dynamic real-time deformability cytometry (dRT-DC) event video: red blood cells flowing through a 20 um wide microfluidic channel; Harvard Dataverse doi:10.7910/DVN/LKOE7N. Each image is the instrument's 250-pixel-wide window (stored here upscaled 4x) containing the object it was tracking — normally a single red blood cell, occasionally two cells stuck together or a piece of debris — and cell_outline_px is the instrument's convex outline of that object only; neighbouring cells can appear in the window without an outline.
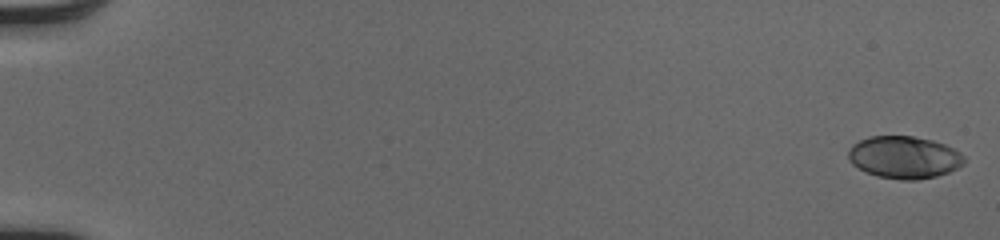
{"species": "human", "species_latin": "Homo sapiens", "temperature_condition": "cold", "stored_images_in_passage": 52, "camera_frame_rate_fps": 3000, "um_per_image_px": 0.085, "donor": {"sex": "male"}, "frame": {"image": 1, "passage_image": 1, "time_ms": 0.0, "image_size_px": [1000, 240], "cell_outline_px": [[964, 164], [948, 172], [936, 176], [916, 180], [900, 180], [876, 176], [852, 164], [848, 156], [848, 152], [852, 144], [868, 136], [912, 136], [932, 140], [944, 144], [960, 152], [964, 156]], "centroid_in_image_um": [76.85, 13.37], "position_along_channel_um": 8.2, "area_um2": 28.5}}
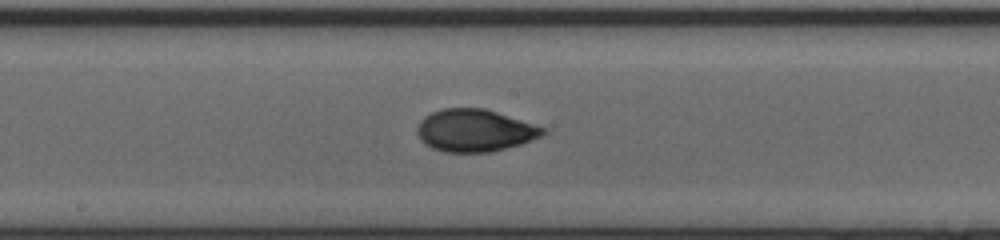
{"frame": {"image": 2, "passage_image": 30, "time_ms": 9.667, "image_size_px": [1000, 240], "cell_outline_px": [[548, 132], [540, 136], [520, 144], [492, 152], [444, 152], [432, 148], [424, 144], [420, 140], [416, 132], [416, 128], [420, 120], [424, 116], [440, 108], [484, 108], [548, 128]], "centroid_in_image_um": [40.33, 11.09], "position_along_channel_um": 207.9, "area_um2": 31.27}}
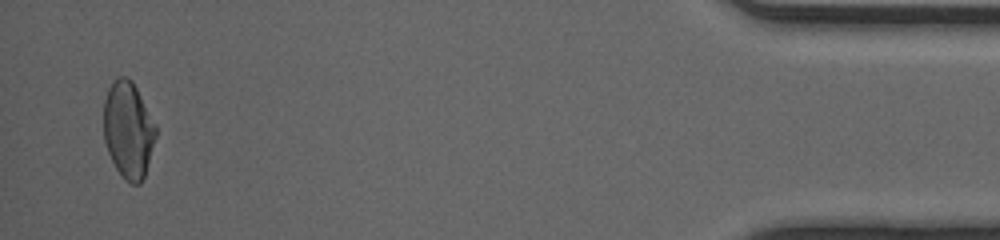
{"frame": {"image": 3, "passage_image": 51, "time_ms": 16.667, "image_size_px": [1000, 240], "cell_outline_px": [[156, 136], [144, 176], [140, 184], [132, 184], [124, 180], [116, 168], [108, 152], [104, 140], [104, 100], [108, 88], [120, 76], [124, 76], [132, 80], [156, 124]], "centroid_in_image_um": [10.9, 11.05], "position_along_channel_um": 424.3, "area_um2": 29.19}, "authors_computed_cell_mechanics": {"area_um2": 29.6803, "velocity_mm_per_s": 4.1226, "shape_relaxation_time_tau1_ms": 4.3488, "shape_relaxation_time_tau2_ms": 1.0898, "deformation_change_tau1": 0.1762, "deformation_change_tau2": 0.0413}}